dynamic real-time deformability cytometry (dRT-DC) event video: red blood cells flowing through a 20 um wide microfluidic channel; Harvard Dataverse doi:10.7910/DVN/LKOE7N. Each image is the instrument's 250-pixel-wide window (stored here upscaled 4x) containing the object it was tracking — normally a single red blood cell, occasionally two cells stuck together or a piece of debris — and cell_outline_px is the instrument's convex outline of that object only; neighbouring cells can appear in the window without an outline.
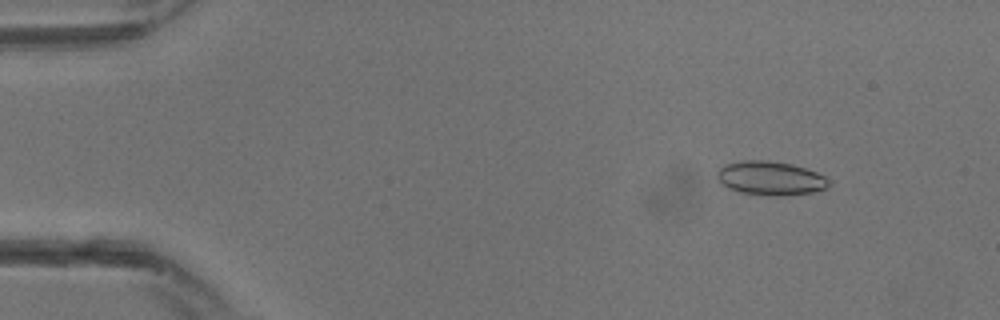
{"species": "common noctule bat (a hibernating species)", "species_latin": "Nyctalus noctula", "temperature_condition": "warm", "stored_images_in_passage": 29, "camera_frame_rate_fps": 3000, "um_per_image_px": 0.085, "animal": {"sex": "male", "body_mass_g": 13.3}, "frame": {"image": 1, "passage_image": 3, "time_ms": 0.667, "image_size_px": [1000, 320], "cell_outline_px": [[828, 188], [812, 192], [788, 196], [772, 196], [740, 192], [728, 188], [720, 184], [716, 176], [716, 172], [724, 164], [740, 160], [768, 160], [792, 164], [816, 172], [824, 176], [828, 180]], "centroid_in_image_um": [65.44, 15.15], "position_along_channel_um": 19.6, "area_um2": 22.31}}
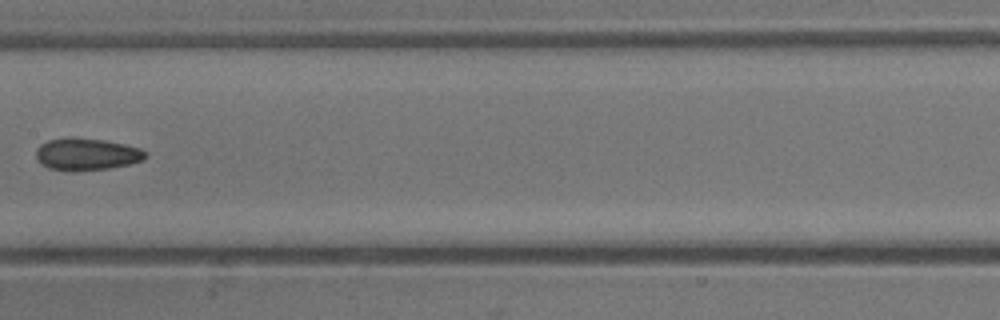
{"frame": {"image": 2, "passage_image": 15, "time_ms": 4.667, "image_size_px": [1000, 320], "cell_outline_px": [[148, 156], [144, 160], [128, 164], [108, 168], [76, 172], [72, 172], [48, 168], [40, 164], [36, 160], [36, 148], [40, 144], [48, 140], [72, 136], [104, 140], [124, 144], [140, 148]], "centroid_in_image_um": [7.31, 13.11], "position_along_channel_um": 200.1, "area_um2": 20.87}}
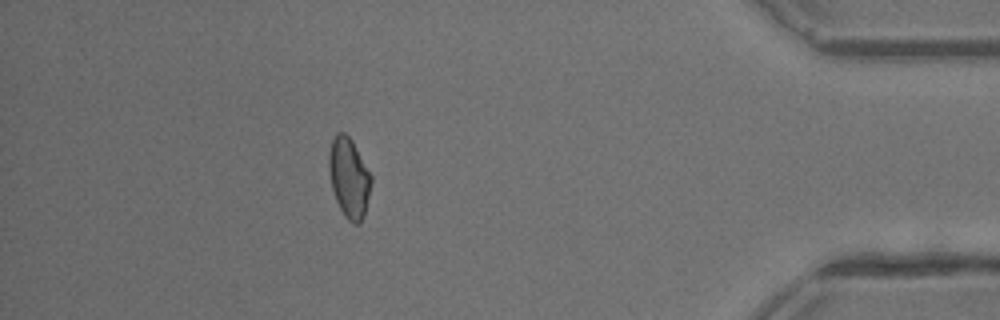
{"frame": {"image": 3, "passage_image": 26, "time_ms": 8.333, "image_size_px": [1000, 320], "cell_outline_px": [[372, 180], [364, 212], [360, 220], [356, 224], [348, 220], [344, 216], [336, 200], [332, 188], [328, 168], [328, 156], [332, 140], [336, 132], [344, 132], [352, 140], [372, 176]], "centroid_in_image_um": [29.64, 15.06], "position_along_channel_um": 405.6, "area_um2": 19.36}}